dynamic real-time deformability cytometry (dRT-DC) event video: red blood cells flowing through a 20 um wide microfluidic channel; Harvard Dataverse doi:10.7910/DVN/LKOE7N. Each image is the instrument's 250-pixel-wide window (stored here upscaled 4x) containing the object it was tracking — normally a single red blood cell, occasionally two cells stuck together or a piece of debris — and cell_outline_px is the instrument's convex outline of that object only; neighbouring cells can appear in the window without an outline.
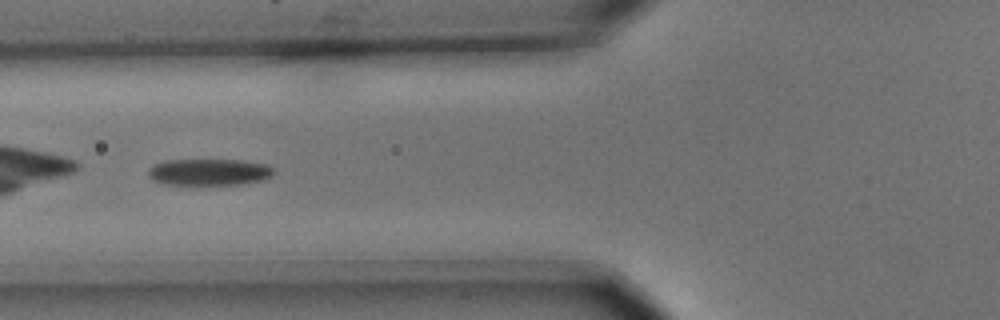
{"species": "common noctule bat (a hibernating species)", "species_latin": "Nyctalus noctula", "temperature_condition": "cold", "stored_images_in_passage": 9, "camera_frame_rate_fps": 3000, "um_per_image_px": 0.085, "animal": {"sex": "male", "body_mass_g": 15.6}, "frame": {"image": 1, "passage_image": 6, "time_ms": 1.667, "image_size_px": [1000, 320], "cell_outline_px": [[276, 172], [272, 176], [260, 180], [240, 184], [164, 184], [152, 180], [148, 176], [148, 168], [152, 164], [164, 160], [240, 160], [268, 164]], "centroid_in_image_um": [17.74, 14.61], "position_along_channel_um": 108.1, "area_um2": 19.54}}
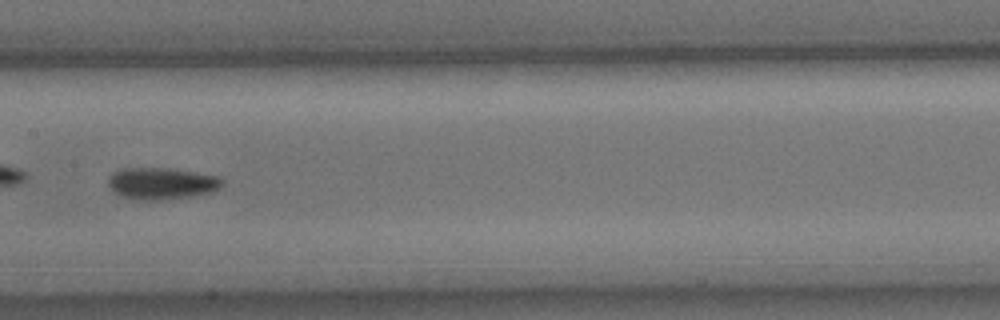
{"frame": {"image": 2, "passage_image": 8, "time_ms": 2.333, "image_size_px": [1000, 320], "cell_outline_px": [[224, 184], [220, 188], [212, 192], [188, 196], [160, 200], [140, 200], [120, 196], [108, 184], [108, 176], [112, 172], [124, 168], [168, 168], [220, 176], [224, 180]], "centroid_in_image_um": [13.75, 15.58], "position_along_channel_um": 193.6, "area_um2": 21.1}}
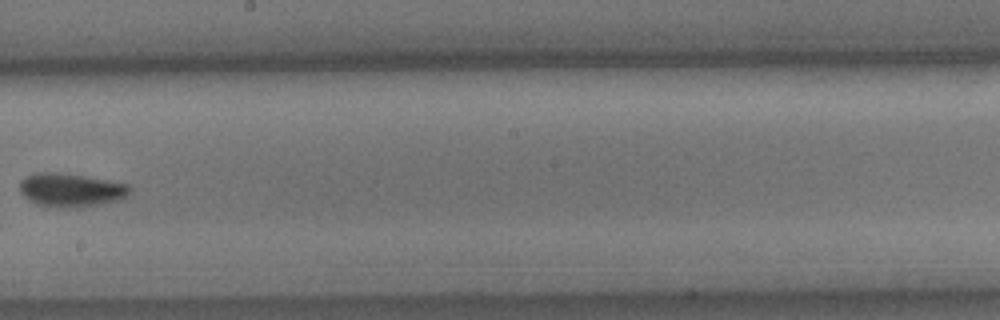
{"frame": {"image": 3, "passage_image": 9, "time_ms": 2.667, "image_size_px": [1000, 320], "cell_outline_px": [[132, 188], [128, 196], [120, 200], [80, 208], [48, 208], [36, 204], [28, 200], [20, 192], [20, 180], [24, 176], [36, 172], [56, 172], [84, 176], [128, 184]], "centroid_in_image_um": [6.0, 16.17], "position_along_channel_um": 242.2, "area_um2": 22.02}}